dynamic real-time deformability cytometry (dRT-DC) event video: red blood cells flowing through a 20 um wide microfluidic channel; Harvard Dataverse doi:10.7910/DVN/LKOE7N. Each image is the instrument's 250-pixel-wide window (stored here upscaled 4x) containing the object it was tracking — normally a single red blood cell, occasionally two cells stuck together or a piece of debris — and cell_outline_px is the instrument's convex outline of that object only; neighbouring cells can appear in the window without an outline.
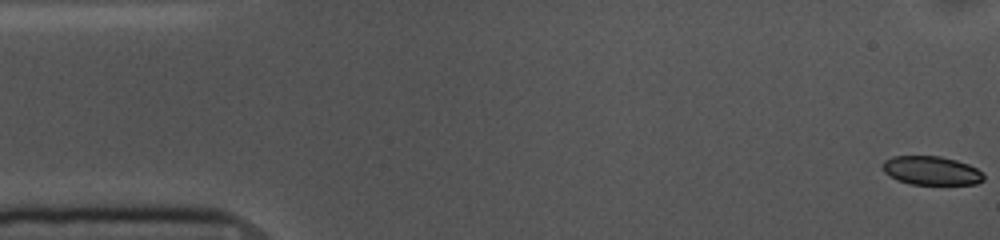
{"species": "common noctule bat (a hibernating species)", "species_latin": "Nyctalus noctula", "temperature_condition": "cold", "stored_images_in_passage": 55, "camera_frame_rate_fps": 3000, "um_per_image_px": 0.085, "animal": {"sex": "female", "body_mass_g": 10.0, "forearm_length_mm": 53.1}, "frame": {"image": 1, "passage_image": 1, "time_ms": 0.0, "image_size_px": [1000, 240], "cell_outline_px": [[984, 180], [976, 184], [912, 184], [896, 180], [888, 176], [884, 172], [880, 164], [884, 160], [892, 156], [940, 156], [956, 160], [968, 164], [976, 168], [984, 176]], "centroid_in_image_um": [79.11, 14.5], "position_along_channel_um": 5.9, "area_um2": 17.05}}
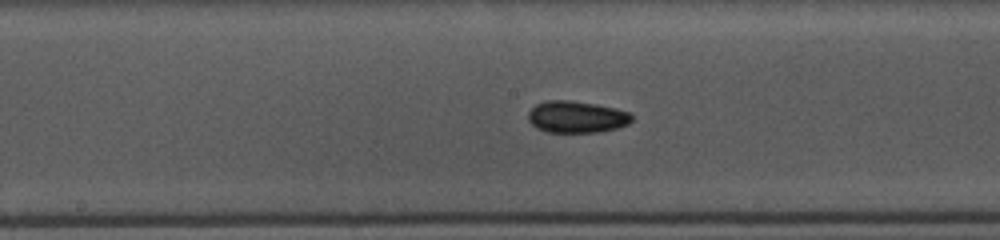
{"frame": {"image": 2, "passage_image": 27, "time_ms": 8.667, "image_size_px": [1000, 240], "cell_outline_px": [[632, 120], [628, 124], [616, 128], [600, 132], [548, 132], [536, 128], [528, 120], [528, 112], [536, 104], [548, 100], [568, 100], [596, 104], [616, 108], [632, 112]], "centroid_in_image_um": [49.02, 9.93], "position_along_channel_um": 199.2, "area_um2": 19.31}}
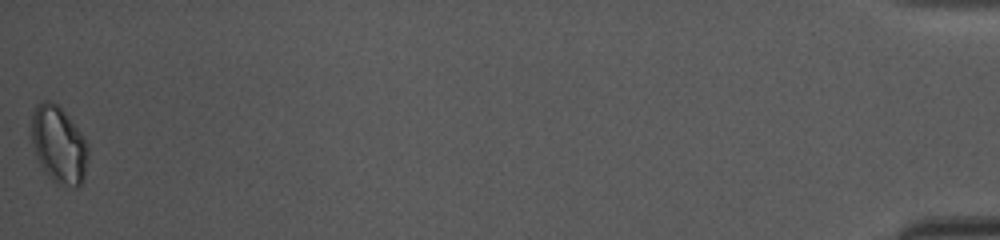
{"frame": {"image": 3, "passage_image": 55, "time_ms": 18.0, "image_size_px": [1000, 240], "cell_outline_px": [[88, 160], [84, 180], [76, 188], [56, 184], [48, 176], [40, 164], [36, 156], [32, 144], [32, 112], [36, 104], [40, 100], [48, 100], [56, 104], [68, 116], [84, 136], [88, 144]], "centroid_in_image_um": [5.01, 12.32], "position_along_channel_um": 430.2, "area_um2": 25.72}, "authors_computed_cell_mechanics": {"area_um2": 18.6694, "velocity_mm_per_s": 3.5929, "shape_relaxation_time_tau1_ms": 3.4709, "shape_relaxation_time_tau2_ms": null, "deformation_change_tau1": 0.0709, "deformation_change_tau2": null}}